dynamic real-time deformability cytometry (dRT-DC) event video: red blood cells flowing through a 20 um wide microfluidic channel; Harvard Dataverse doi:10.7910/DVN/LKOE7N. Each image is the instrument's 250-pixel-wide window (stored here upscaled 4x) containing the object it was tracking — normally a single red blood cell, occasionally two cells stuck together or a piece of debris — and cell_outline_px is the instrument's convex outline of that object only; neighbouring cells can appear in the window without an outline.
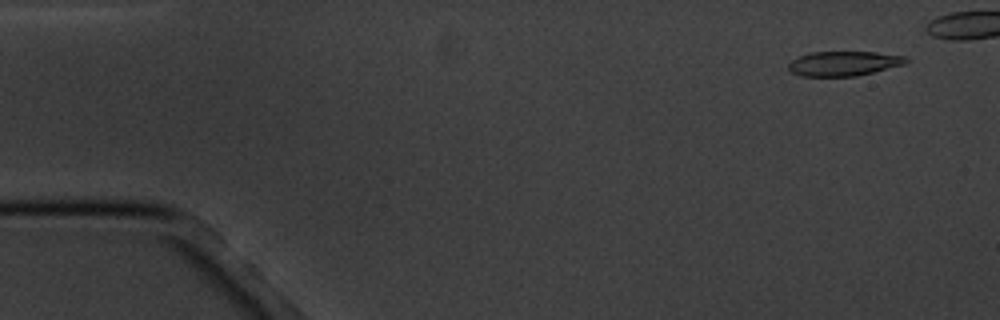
{"species": "common noctule bat (a hibernating species)", "species_latin": "Nyctalus noctula", "temperature_condition": "cold", "stored_images_in_passage": 14, "segment_of_instrument_passage": [1, 2], "camera_frame_rate_fps": 3000, "um_per_image_px": 0.085, "animal": {"sex": "male", "body_mass_g": 20.1, "forearm_length_mm": 53.5}, "frame": {"image": 1, "passage_image": 2, "time_ms": 1.0, "image_size_px": [1000, 320], "cell_outline_px": [[908, 60], [904, 64], [856, 76], [800, 76], [792, 72], [788, 68], [788, 64], [792, 60], [800, 56], [812, 52], [876, 52], [904, 56]], "centroid_in_image_um": [71.69, 5.4], "position_along_channel_um": 13.3, "area_um2": 16.65}}
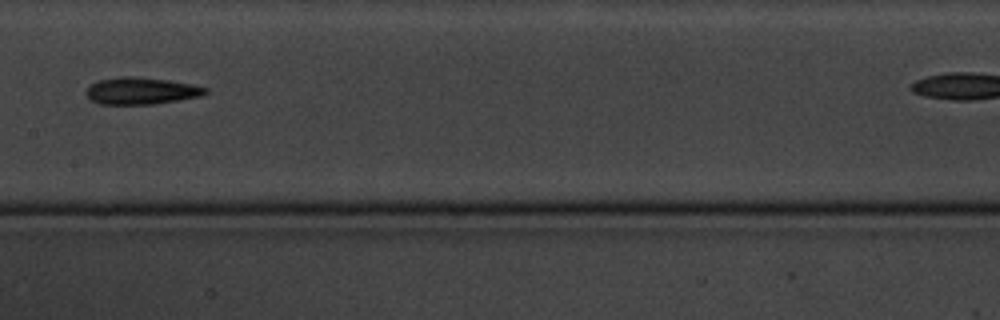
{"frame": {"image": 2, "passage_image": 9, "time_ms": 9.333, "image_size_px": [1000, 320], "cell_outline_px": [[208, 92], [204, 96], [180, 100], [152, 104], [100, 104], [92, 100], [84, 92], [96, 80], [120, 76], [132, 76], [168, 80], [192, 84], [208, 88]], "centroid_in_image_um": [12.03, 7.72], "position_along_channel_um": 195.4, "area_um2": 18.84}}
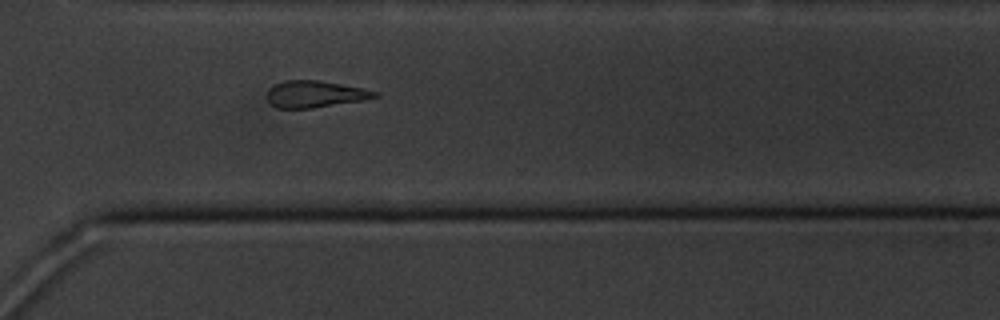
{"frame": {"image": 3, "passage_image": 13, "time_ms": 13.667, "image_size_px": [1000, 320], "cell_outline_px": [[380, 96], [364, 100], [312, 108], [276, 108], [268, 100], [268, 88], [284, 80], [320, 80], [364, 88], [380, 92]], "centroid_in_image_um": [26.82, 7.99], "position_along_channel_um": 343.8, "area_um2": 16.88}}